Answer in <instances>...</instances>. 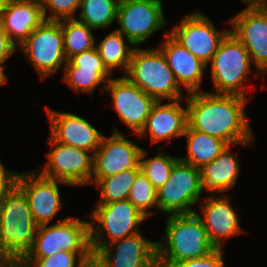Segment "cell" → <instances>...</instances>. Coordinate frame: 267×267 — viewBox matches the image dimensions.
Listing matches in <instances>:
<instances>
[{"instance_id":"cell-1","label":"cell","mask_w":267,"mask_h":267,"mask_svg":"<svg viewBox=\"0 0 267 267\" xmlns=\"http://www.w3.org/2000/svg\"><path fill=\"white\" fill-rule=\"evenodd\" d=\"M187 126L225 141L228 145H254V133L245 112L250 99L207 91L188 93Z\"/></svg>"},{"instance_id":"cell-2","label":"cell","mask_w":267,"mask_h":267,"mask_svg":"<svg viewBox=\"0 0 267 267\" xmlns=\"http://www.w3.org/2000/svg\"><path fill=\"white\" fill-rule=\"evenodd\" d=\"M164 230V236L156 241L158 267L202 258L216 249L195 212L167 216Z\"/></svg>"},{"instance_id":"cell-3","label":"cell","mask_w":267,"mask_h":267,"mask_svg":"<svg viewBox=\"0 0 267 267\" xmlns=\"http://www.w3.org/2000/svg\"><path fill=\"white\" fill-rule=\"evenodd\" d=\"M38 226L25 194L15 186L2 199L0 259H22L33 244Z\"/></svg>"},{"instance_id":"cell-4","label":"cell","mask_w":267,"mask_h":267,"mask_svg":"<svg viewBox=\"0 0 267 267\" xmlns=\"http://www.w3.org/2000/svg\"><path fill=\"white\" fill-rule=\"evenodd\" d=\"M124 76L157 101L184 99L182 88L158 47H135Z\"/></svg>"},{"instance_id":"cell-5","label":"cell","mask_w":267,"mask_h":267,"mask_svg":"<svg viewBox=\"0 0 267 267\" xmlns=\"http://www.w3.org/2000/svg\"><path fill=\"white\" fill-rule=\"evenodd\" d=\"M209 63L214 87V92H210L239 95L251 100L246 96L250 91L246 84L253 64L248 51L231 31L221 41Z\"/></svg>"},{"instance_id":"cell-6","label":"cell","mask_w":267,"mask_h":267,"mask_svg":"<svg viewBox=\"0 0 267 267\" xmlns=\"http://www.w3.org/2000/svg\"><path fill=\"white\" fill-rule=\"evenodd\" d=\"M94 206L87 215L93 256L105 245L141 232L147 219L128 199Z\"/></svg>"},{"instance_id":"cell-7","label":"cell","mask_w":267,"mask_h":267,"mask_svg":"<svg viewBox=\"0 0 267 267\" xmlns=\"http://www.w3.org/2000/svg\"><path fill=\"white\" fill-rule=\"evenodd\" d=\"M69 215L55 224L39 225L33 244L23 258H45L61 251L92 252L89 220Z\"/></svg>"},{"instance_id":"cell-8","label":"cell","mask_w":267,"mask_h":267,"mask_svg":"<svg viewBox=\"0 0 267 267\" xmlns=\"http://www.w3.org/2000/svg\"><path fill=\"white\" fill-rule=\"evenodd\" d=\"M33 65L41 81L64 70V37L59 21L44 20L28 38L17 47ZM64 64V65H63Z\"/></svg>"},{"instance_id":"cell-9","label":"cell","mask_w":267,"mask_h":267,"mask_svg":"<svg viewBox=\"0 0 267 267\" xmlns=\"http://www.w3.org/2000/svg\"><path fill=\"white\" fill-rule=\"evenodd\" d=\"M203 194L200 170L180 158L166 183L157 189L158 211L170 216L190 214Z\"/></svg>"},{"instance_id":"cell-10","label":"cell","mask_w":267,"mask_h":267,"mask_svg":"<svg viewBox=\"0 0 267 267\" xmlns=\"http://www.w3.org/2000/svg\"><path fill=\"white\" fill-rule=\"evenodd\" d=\"M50 152L46 153L45 166L35 169L41 176L58 180L70 186H85L91 183L93 154L87 150L57 142L48 137ZM41 170V171H40Z\"/></svg>"},{"instance_id":"cell-11","label":"cell","mask_w":267,"mask_h":267,"mask_svg":"<svg viewBox=\"0 0 267 267\" xmlns=\"http://www.w3.org/2000/svg\"><path fill=\"white\" fill-rule=\"evenodd\" d=\"M166 20L161 0H125L118 4L116 30L139 47L163 30L168 25Z\"/></svg>"},{"instance_id":"cell-12","label":"cell","mask_w":267,"mask_h":267,"mask_svg":"<svg viewBox=\"0 0 267 267\" xmlns=\"http://www.w3.org/2000/svg\"><path fill=\"white\" fill-rule=\"evenodd\" d=\"M229 32L230 28L218 31L200 10L185 15L180 23L169 29V33L207 67Z\"/></svg>"},{"instance_id":"cell-13","label":"cell","mask_w":267,"mask_h":267,"mask_svg":"<svg viewBox=\"0 0 267 267\" xmlns=\"http://www.w3.org/2000/svg\"><path fill=\"white\" fill-rule=\"evenodd\" d=\"M142 147L127 139L115 127L111 136H103L101 144L93 153L91 183L113 176L125 169L140 170Z\"/></svg>"},{"instance_id":"cell-14","label":"cell","mask_w":267,"mask_h":267,"mask_svg":"<svg viewBox=\"0 0 267 267\" xmlns=\"http://www.w3.org/2000/svg\"><path fill=\"white\" fill-rule=\"evenodd\" d=\"M104 93L109 94L111 104L121 121L133 131L132 134L138 135L144 128L157 100L124 75L118 78L112 77L107 82Z\"/></svg>"},{"instance_id":"cell-15","label":"cell","mask_w":267,"mask_h":267,"mask_svg":"<svg viewBox=\"0 0 267 267\" xmlns=\"http://www.w3.org/2000/svg\"><path fill=\"white\" fill-rule=\"evenodd\" d=\"M228 23L244 45L260 77L267 74V9H242Z\"/></svg>"},{"instance_id":"cell-16","label":"cell","mask_w":267,"mask_h":267,"mask_svg":"<svg viewBox=\"0 0 267 267\" xmlns=\"http://www.w3.org/2000/svg\"><path fill=\"white\" fill-rule=\"evenodd\" d=\"M226 194L221 196L220 194H208L200 201L199 212L195 211L206 228L212 244L221 249H223V244L225 245L232 237L247 233L240 225V216L236 207L232 206L231 197Z\"/></svg>"},{"instance_id":"cell-17","label":"cell","mask_w":267,"mask_h":267,"mask_svg":"<svg viewBox=\"0 0 267 267\" xmlns=\"http://www.w3.org/2000/svg\"><path fill=\"white\" fill-rule=\"evenodd\" d=\"M67 183L41 176L35 169L18 174L16 186L25 194L38 225L50 224L63 208L58 184Z\"/></svg>"},{"instance_id":"cell-18","label":"cell","mask_w":267,"mask_h":267,"mask_svg":"<svg viewBox=\"0 0 267 267\" xmlns=\"http://www.w3.org/2000/svg\"><path fill=\"white\" fill-rule=\"evenodd\" d=\"M93 257L104 267H158L156 241L142 231L105 245Z\"/></svg>"},{"instance_id":"cell-19","label":"cell","mask_w":267,"mask_h":267,"mask_svg":"<svg viewBox=\"0 0 267 267\" xmlns=\"http://www.w3.org/2000/svg\"><path fill=\"white\" fill-rule=\"evenodd\" d=\"M50 135L65 145L80 148L92 154L101 144L103 133L99 132L87 119L71 112H60L46 106Z\"/></svg>"},{"instance_id":"cell-20","label":"cell","mask_w":267,"mask_h":267,"mask_svg":"<svg viewBox=\"0 0 267 267\" xmlns=\"http://www.w3.org/2000/svg\"><path fill=\"white\" fill-rule=\"evenodd\" d=\"M62 81L79 95L91 94L103 83L104 93L107 82L113 74L104 65L96 47L71 57L64 66Z\"/></svg>"},{"instance_id":"cell-21","label":"cell","mask_w":267,"mask_h":267,"mask_svg":"<svg viewBox=\"0 0 267 267\" xmlns=\"http://www.w3.org/2000/svg\"><path fill=\"white\" fill-rule=\"evenodd\" d=\"M183 101L186 100L179 99L166 103L157 101L144 128L136 136L144 138L149 134L151 143L155 145L160 141L171 143L172 140L183 137L187 126V105L184 108L181 105Z\"/></svg>"},{"instance_id":"cell-22","label":"cell","mask_w":267,"mask_h":267,"mask_svg":"<svg viewBox=\"0 0 267 267\" xmlns=\"http://www.w3.org/2000/svg\"><path fill=\"white\" fill-rule=\"evenodd\" d=\"M164 41L157 46L165 56L167 64L181 88L188 93L200 92V86L207 65L195 57L170 33L169 29L164 34Z\"/></svg>"},{"instance_id":"cell-23","label":"cell","mask_w":267,"mask_h":267,"mask_svg":"<svg viewBox=\"0 0 267 267\" xmlns=\"http://www.w3.org/2000/svg\"><path fill=\"white\" fill-rule=\"evenodd\" d=\"M44 20L40 0H6L0 25L18 47Z\"/></svg>"},{"instance_id":"cell-24","label":"cell","mask_w":267,"mask_h":267,"mask_svg":"<svg viewBox=\"0 0 267 267\" xmlns=\"http://www.w3.org/2000/svg\"><path fill=\"white\" fill-rule=\"evenodd\" d=\"M232 146L234 145H227L217 158L199 168L204 192L224 194L237 184L241 168L238 155L232 152Z\"/></svg>"},{"instance_id":"cell-25","label":"cell","mask_w":267,"mask_h":267,"mask_svg":"<svg viewBox=\"0 0 267 267\" xmlns=\"http://www.w3.org/2000/svg\"><path fill=\"white\" fill-rule=\"evenodd\" d=\"M183 136L187 141V154L179 158L197 168L212 162L228 145L221 139L198 132L188 126Z\"/></svg>"},{"instance_id":"cell-26","label":"cell","mask_w":267,"mask_h":267,"mask_svg":"<svg viewBox=\"0 0 267 267\" xmlns=\"http://www.w3.org/2000/svg\"><path fill=\"white\" fill-rule=\"evenodd\" d=\"M95 47L104 65L112 74L117 69L122 70L121 75L127 72L135 47L123 34L113 29L100 43H95Z\"/></svg>"},{"instance_id":"cell-27","label":"cell","mask_w":267,"mask_h":267,"mask_svg":"<svg viewBox=\"0 0 267 267\" xmlns=\"http://www.w3.org/2000/svg\"><path fill=\"white\" fill-rule=\"evenodd\" d=\"M118 0H82L75 19L94 30L106 29L117 21Z\"/></svg>"},{"instance_id":"cell-28","label":"cell","mask_w":267,"mask_h":267,"mask_svg":"<svg viewBox=\"0 0 267 267\" xmlns=\"http://www.w3.org/2000/svg\"><path fill=\"white\" fill-rule=\"evenodd\" d=\"M64 37V55L67 61L84 51L95 47L96 40L92 34L95 31L76 19L59 21Z\"/></svg>"},{"instance_id":"cell-29","label":"cell","mask_w":267,"mask_h":267,"mask_svg":"<svg viewBox=\"0 0 267 267\" xmlns=\"http://www.w3.org/2000/svg\"><path fill=\"white\" fill-rule=\"evenodd\" d=\"M141 170L125 169L123 172L101 178L94 186L98 188L100 199L95 204H107L128 199L131 188Z\"/></svg>"},{"instance_id":"cell-30","label":"cell","mask_w":267,"mask_h":267,"mask_svg":"<svg viewBox=\"0 0 267 267\" xmlns=\"http://www.w3.org/2000/svg\"><path fill=\"white\" fill-rule=\"evenodd\" d=\"M158 154L154 157H147L148 152L142 149L140 156V170L152 183L155 189L162 187L172 172V167L179 157L165 153L157 144ZM147 157V158H146Z\"/></svg>"},{"instance_id":"cell-31","label":"cell","mask_w":267,"mask_h":267,"mask_svg":"<svg viewBox=\"0 0 267 267\" xmlns=\"http://www.w3.org/2000/svg\"><path fill=\"white\" fill-rule=\"evenodd\" d=\"M128 201L147 219L157 213V190L143 173H139L132 185ZM151 209V211L149 210Z\"/></svg>"},{"instance_id":"cell-32","label":"cell","mask_w":267,"mask_h":267,"mask_svg":"<svg viewBox=\"0 0 267 267\" xmlns=\"http://www.w3.org/2000/svg\"><path fill=\"white\" fill-rule=\"evenodd\" d=\"M92 252L61 251L45 258H22L30 267H85Z\"/></svg>"},{"instance_id":"cell-33","label":"cell","mask_w":267,"mask_h":267,"mask_svg":"<svg viewBox=\"0 0 267 267\" xmlns=\"http://www.w3.org/2000/svg\"><path fill=\"white\" fill-rule=\"evenodd\" d=\"M42 14L47 21L75 19L82 0H40ZM47 10L51 12L47 14Z\"/></svg>"},{"instance_id":"cell-34","label":"cell","mask_w":267,"mask_h":267,"mask_svg":"<svg viewBox=\"0 0 267 267\" xmlns=\"http://www.w3.org/2000/svg\"><path fill=\"white\" fill-rule=\"evenodd\" d=\"M223 249L216 248L202 258L186 259L175 263L172 267H225Z\"/></svg>"},{"instance_id":"cell-35","label":"cell","mask_w":267,"mask_h":267,"mask_svg":"<svg viewBox=\"0 0 267 267\" xmlns=\"http://www.w3.org/2000/svg\"><path fill=\"white\" fill-rule=\"evenodd\" d=\"M18 51L17 46L9 39L0 25V78L6 83L8 78L4 72V63Z\"/></svg>"},{"instance_id":"cell-36","label":"cell","mask_w":267,"mask_h":267,"mask_svg":"<svg viewBox=\"0 0 267 267\" xmlns=\"http://www.w3.org/2000/svg\"><path fill=\"white\" fill-rule=\"evenodd\" d=\"M18 174L13 170L6 169L0 161V197H4L16 186Z\"/></svg>"},{"instance_id":"cell-37","label":"cell","mask_w":267,"mask_h":267,"mask_svg":"<svg viewBox=\"0 0 267 267\" xmlns=\"http://www.w3.org/2000/svg\"><path fill=\"white\" fill-rule=\"evenodd\" d=\"M2 267H30L23 259L5 258L2 259Z\"/></svg>"},{"instance_id":"cell-38","label":"cell","mask_w":267,"mask_h":267,"mask_svg":"<svg viewBox=\"0 0 267 267\" xmlns=\"http://www.w3.org/2000/svg\"><path fill=\"white\" fill-rule=\"evenodd\" d=\"M247 4L246 9H263V0H241Z\"/></svg>"},{"instance_id":"cell-39","label":"cell","mask_w":267,"mask_h":267,"mask_svg":"<svg viewBox=\"0 0 267 267\" xmlns=\"http://www.w3.org/2000/svg\"><path fill=\"white\" fill-rule=\"evenodd\" d=\"M85 267H104L94 257L86 262Z\"/></svg>"},{"instance_id":"cell-40","label":"cell","mask_w":267,"mask_h":267,"mask_svg":"<svg viewBox=\"0 0 267 267\" xmlns=\"http://www.w3.org/2000/svg\"><path fill=\"white\" fill-rule=\"evenodd\" d=\"M5 3H6V0H0V17L4 10Z\"/></svg>"},{"instance_id":"cell-41","label":"cell","mask_w":267,"mask_h":267,"mask_svg":"<svg viewBox=\"0 0 267 267\" xmlns=\"http://www.w3.org/2000/svg\"><path fill=\"white\" fill-rule=\"evenodd\" d=\"M263 9H267V0H263Z\"/></svg>"},{"instance_id":"cell-42","label":"cell","mask_w":267,"mask_h":267,"mask_svg":"<svg viewBox=\"0 0 267 267\" xmlns=\"http://www.w3.org/2000/svg\"><path fill=\"white\" fill-rule=\"evenodd\" d=\"M5 84V82L0 78V87Z\"/></svg>"},{"instance_id":"cell-43","label":"cell","mask_w":267,"mask_h":267,"mask_svg":"<svg viewBox=\"0 0 267 267\" xmlns=\"http://www.w3.org/2000/svg\"><path fill=\"white\" fill-rule=\"evenodd\" d=\"M2 199H3V197H0V211H1Z\"/></svg>"},{"instance_id":"cell-44","label":"cell","mask_w":267,"mask_h":267,"mask_svg":"<svg viewBox=\"0 0 267 267\" xmlns=\"http://www.w3.org/2000/svg\"><path fill=\"white\" fill-rule=\"evenodd\" d=\"M0 267H2V259H0Z\"/></svg>"}]
</instances>
